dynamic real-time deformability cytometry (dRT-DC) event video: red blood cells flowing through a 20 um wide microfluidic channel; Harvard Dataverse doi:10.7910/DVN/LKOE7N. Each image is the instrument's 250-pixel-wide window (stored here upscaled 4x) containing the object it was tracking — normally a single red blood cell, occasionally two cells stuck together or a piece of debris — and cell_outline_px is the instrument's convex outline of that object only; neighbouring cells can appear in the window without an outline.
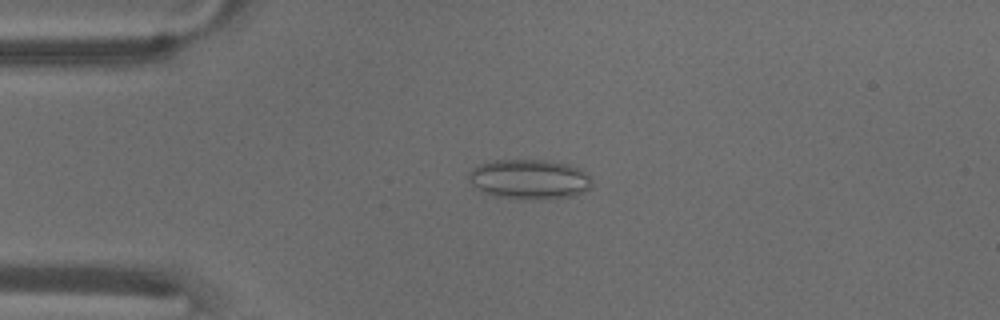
{"species": "common noctule bat (a hibernating species)", "species_latin": "Nyctalus noctula", "temperature_condition": "warm", "stored_images_in_passage": 54, "camera_frame_rate_fps": 3000, "um_per_image_px": 0.085, "animal": {"sex": "male", "body_mass_g": 18.8}, "frame": {"image": 1, "passage_image": 13, "time_ms": 4.0, "image_size_px": [1000, 320], "cell_outline_px": [[592, 184], [588, 188], [576, 196], [548, 200], [516, 200], [492, 196], [480, 192], [468, 180], [468, 172], [472, 168], [480, 164], [492, 160], [544, 160], [568, 164], [580, 168], [588, 176]], "centroid_in_image_um": [44.95, 15.27], "position_along_channel_um": 40.1, "area_um2": 29.3}}
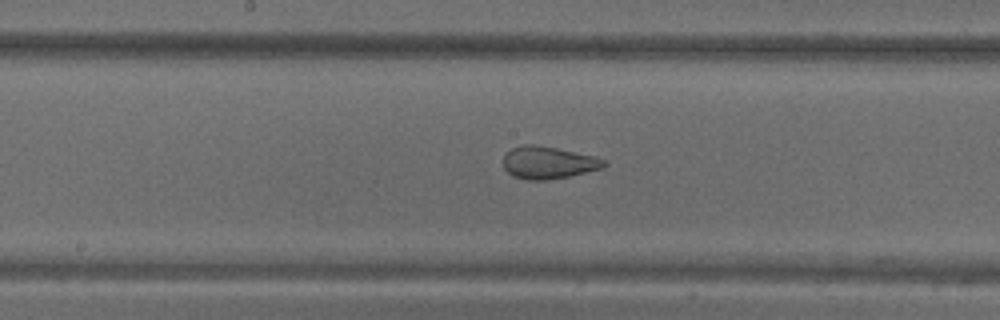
{"frame": {"image": 2, "passage_image": 28, "time_ms": 9.0, "image_size_px": [1000, 320], "cell_outline_px": [[608, 164], [604, 168], [568, 176], [544, 180], [524, 180], [512, 176], [504, 168], [504, 156], [512, 148], [524, 144], [536, 144], [596, 156], [604, 160]], "centroid_in_image_um": [46.61, 13.82], "position_along_channel_um": 201.6, "area_um2": 19.02}}
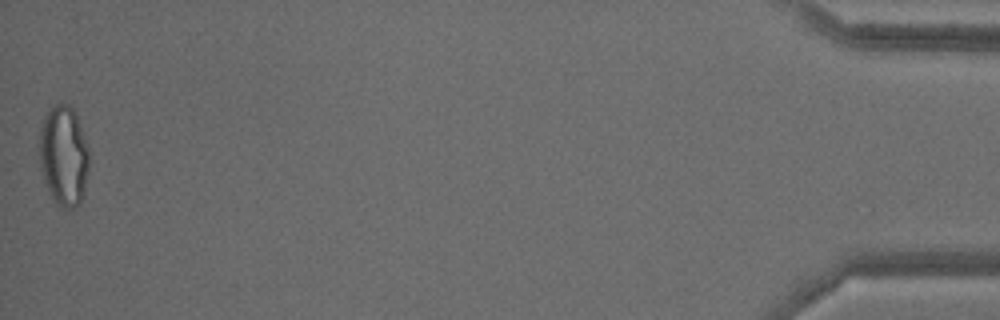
{"frame": {"image": 3, "passage_image": 54, "time_ms": 17.667, "image_size_px": [1000, 320], "cell_outline_px": [[88, 168], [84, 188], [80, 204], [76, 208], [60, 208], [52, 200], [44, 180], [40, 168], [40, 128], [44, 116], [56, 104], [68, 104], [72, 108], [76, 116], [88, 148]], "centroid_in_image_um": [5.4, 13.29], "position_along_channel_um": 429.8, "area_um2": 28.78}, "authors_computed_cell_mechanics": {"area_um2": 24.2471, "velocity_mm_per_s": 3.7233, "shape_relaxation_time_tau1_ms": null, "shape_relaxation_time_tau2_ms": 1.1966, "deformation_change_tau1": null, "deformation_change_tau2": 0.0827}}